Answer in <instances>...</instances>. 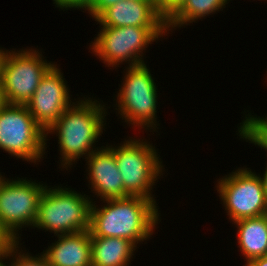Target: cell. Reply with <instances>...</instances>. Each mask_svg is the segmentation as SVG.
Instances as JSON below:
<instances>
[{"instance_id": "4fadbf2b", "label": "cell", "mask_w": 267, "mask_h": 266, "mask_svg": "<svg viewBox=\"0 0 267 266\" xmlns=\"http://www.w3.org/2000/svg\"><path fill=\"white\" fill-rule=\"evenodd\" d=\"M95 147L87 159L88 163V180L91 184V191H94L102 200L126 198L129 195L124 190L122 176L116 163L114 152L108 145Z\"/></svg>"}, {"instance_id": "7402d4cb", "label": "cell", "mask_w": 267, "mask_h": 266, "mask_svg": "<svg viewBox=\"0 0 267 266\" xmlns=\"http://www.w3.org/2000/svg\"><path fill=\"white\" fill-rule=\"evenodd\" d=\"M120 0H91L89 6L85 9L95 19L108 7L114 5Z\"/></svg>"}, {"instance_id": "5bb4252c", "label": "cell", "mask_w": 267, "mask_h": 266, "mask_svg": "<svg viewBox=\"0 0 267 266\" xmlns=\"http://www.w3.org/2000/svg\"><path fill=\"white\" fill-rule=\"evenodd\" d=\"M57 237V242L42 252L51 266H92L89 230Z\"/></svg>"}, {"instance_id": "277c9868", "label": "cell", "mask_w": 267, "mask_h": 266, "mask_svg": "<svg viewBox=\"0 0 267 266\" xmlns=\"http://www.w3.org/2000/svg\"><path fill=\"white\" fill-rule=\"evenodd\" d=\"M108 147L114 152L125 192L129 196L148 198L156 203L151 190L155 181L163 175V165L155 146L146 140L142 142L130 137L118 147Z\"/></svg>"}, {"instance_id": "44dd1931", "label": "cell", "mask_w": 267, "mask_h": 266, "mask_svg": "<svg viewBox=\"0 0 267 266\" xmlns=\"http://www.w3.org/2000/svg\"><path fill=\"white\" fill-rule=\"evenodd\" d=\"M19 241L2 225L0 221V254L9 252Z\"/></svg>"}, {"instance_id": "6da1fadb", "label": "cell", "mask_w": 267, "mask_h": 266, "mask_svg": "<svg viewBox=\"0 0 267 266\" xmlns=\"http://www.w3.org/2000/svg\"><path fill=\"white\" fill-rule=\"evenodd\" d=\"M102 208L91 204V237L124 238L136 247L153 234L159 214L154 201L140 196L103 200ZM94 203V204H93Z\"/></svg>"}, {"instance_id": "3957f363", "label": "cell", "mask_w": 267, "mask_h": 266, "mask_svg": "<svg viewBox=\"0 0 267 266\" xmlns=\"http://www.w3.org/2000/svg\"><path fill=\"white\" fill-rule=\"evenodd\" d=\"M85 195L66 187L46 185L33 227L54 232L55 236L89 230L92 199Z\"/></svg>"}, {"instance_id": "2e32d148", "label": "cell", "mask_w": 267, "mask_h": 266, "mask_svg": "<svg viewBox=\"0 0 267 266\" xmlns=\"http://www.w3.org/2000/svg\"><path fill=\"white\" fill-rule=\"evenodd\" d=\"M136 248L124 238L91 237V265L127 266Z\"/></svg>"}, {"instance_id": "484cf974", "label": "cell", "mask_w": 267, "mask_h": 266, "mask_svg": "<svg viewBox=\"0 0 267 266\" xmlns=\"http://www.w3.org/2000/svg\"><path fill=\"white\" fill-rule=\"evenodd\" d=\"M6 104V100L3 94L2 85L0 82V109Z\"/></svg>"}, {"instance_id": "e0dca14e", "label": "cell", "mask_w": 267, "mask_h": 266, "mask_svg": "<svg viewBox=\"0 0 267 266\" xmlns=\"http://www.w3.org/2000/svg\"><path fill=\"white\" fill-rule=\"evenodd\" d=\"M230 0H185L183 4L166 20L167 31L196 22L206 15L216 13ZM220 9V10H219ZM171 28V29H170ZM169 29V30H168Z\"/></svg>"}, {"instance_id": "7c38bea8", "label": "cell", "mask_w": 267, "mask_h": 266, "mask_svg": "<svg viewBox=\"0 0 267 266\" xmlns=\"http://www.w3.org/2000/svg\"><path fill=\"white\" fill-rule=\"evenodd\" d=\"M104 27H167L156 0H120L96 19Z\"/></svg>"}, {"instance_id": "7a4b0ae2", "label": "cell", "mask_w": 267, "mask_h": 266, "mask_svg": "<svg viewBox=\"0 0 267 266\" xmlns=\"http://www.w3.org/2000/svg\"><path fill=\"white\" fill-rule=\"evenodd\" d=\"M104 107L105 105L99 101L84 97L66 108L57 121L47 129V137L49 133L58 134L62 168H71L77 159L83 155L88 157L95 151L93 144L99 139L106 125L103 121L107 114Z\"/></svg>"}, {"instance_id": "83f0119b", "label": "cell", "mask_w": 267, "mask_h": 266, "mask_svg": "<svg viewBox=\"0 0 267 266\" xmlns=\"http://www.w3.org/2000/svg\"><path fill=\"white\" fill-rule=\"evenodd\" d=\"M4 53H5V50L1 49V47H0V75H1V64H2V60L4 58Z\"/></svg>"}, {"instance_id": "603a6c76", "label": "cell", "mask_w": 267, "mask_h": 266, "mask_svg": "<svg viewBox=\"0 0 267 266\" xmlns=\"http://www.w3.org/2000/svg\"><path fill=\"white\" fill-rule=\"evenodd\" d=\"M54 1V4H56L57 6L56 7H59L61 8L62 10L66 9L68 10L69 8H74V9H83L84 8L86 9L91 0H53Z\"/></svg>"}, {"instance_id": "5b68a950", "label": "cell", "mask_w": 267, "mask_h": 266, "mask_svg": "<svg viewBox=\"0 0 267 266\" xmlns=\"http://www.w3.org/2000/svg\"><path fill=\"white\" fill-rule=\"evenodd\" d=\"M167 27H101L91 46V51L104 64L117 67L128 62L129 66L145 64L143 50L148 44L167 34ZM141 56V57H140Z\"/></svg>"}, {"instance_id": "ba28073f", "label": "cell", "mask_w": 267, "mask_h": 266, "mask_svg": "<svg viewBox=\"0 0 267 266\" xmlns=\"http://www.w3.org/2000/svg\"><path fill=\"white\" fill-rule=\"evenodd\" d=\"M10 51L6 49L1 64L3 94L7 104L26 105L53 63L43 60L41 52L32 48Z\"/></svg>"}, {"instance_id": "8fae6325", "label": "cell", "mask_w": 267, "mask_h": 266, "mask_svg": "<svg viewBox=\"0 0 267 266\" xmlns=\"http://www.w3.org/2000/svg\"><path fill=\"white\" fill-rule=\"evenodd\" d=\"M53 64L27 102L26 107L34 120L46 132L62 115L66 108L74 103L70 100L69 90L63 73Z\"/></svg>"}, {"instance_id": "9c48e42d", "label": "cell", "mask_w": 267, "mask_h": 266, "mask_svg": "<svg viewBox=\"0 0 267 266\" xmlns=\"http://www.w3.org/2000/svg\"><path fill=\"white\" fill-rule=\"evenodd\" d=\"M249 168H239L220 178L217 185L220 200L223 201L232 223L267 214V202L260 176Z\"/></svg>"}, {"instance_id": "d4e9b609", "label": "cell", "mask_w": 267, "mask_h": 266, "mask_svg": "<svg viewBox=\"0 0 267 266\" xmlns=\"http://www.w3.org/2000/svg\"><path fill=\"white\" fill-rule=\"evenodd\" d=\"M265 172L263 174V177L260 176L261 180H262V183H263V188H264V195H265V198H266V202H267V166L265 168Z\"/></svg>"}, {"instance_id": "cb8c5ba5", "label": "cell", "mask_w": 267, "mask_h": 266, "mask_svg": "<svg viewBox=\"0 0 267 266\" xmlns=\"http://www.w3.org/2000/svg\"><path fill=\"white\" fill-rule=\"evenodd\" d=\"M245 266H267V256L255 258L246 263Z\"/></svg>"}, {"instance_id": "4316f807", "label": "cell", "mask_w": 267, "mask_h": 266, "mask_svg": "<svg viewBox=\"0 0 267 266\" xmlns=\"http://www.w3.org/2000/svg\"><path fill=\"white\" fill-rule=\"evenodd\" d=\"M8 257L10 258V256H9V252H6V253H4V254H0V266H10V263H9V265H6V264L2 261L3 259L5 260V258L8 259Z\"/></svg>"}, {"instance_id": "30bf717a", "label": "cell", "mask_w": 267, "mask_h": 266, "mask_svg": "<svg viewBox=\"0 0 267 266\" xmlns=\"http://www.w3.org/2000/svg\"><path fill=\"white\" fill-rule=\"evenodd\" d=\"M45 185L35 181L3 178L0 183V221L19 241L21 228L34 226ZM18 234V235H17Z\"/></svg>"}, {"instance_id": "8992f818", "label": "cell", "mask_w": 267, "mask_h": 266, "mask_svg": "<svg viewBox=\"0 0 267 266\" xmlns=\"http://www.w3.org/2000/svg\"><path fill=\"white\" fill-rule=\"evenodd\" d=\"M43 128L26 105L5 104L0 109V148L28 162H40L47 145ZM46 141V142H45ZM39 160V161H38Z\"/></svg>"}, {"instance_id": "ac0fdd59", "label": "cell", "mask_w": 267, "mask_h": 266, "mask_svg": "<svg viewBox=\"0 0 267 266\" xmlns=\"http://www.w3.org/2000/svg\"><path fill=\"white\" fill-rule=\"evenodd\" d=\"M241 126L238 128L240 138H243L249 143H254L255 145L263 148L267 151V121L264 117L260 116H251L248 113V117L242 123Z\"/></svg>"}, {"instance_id": "f1b7e54d", "label": "cell", "mask_w": 267, "mask_h": 266, "mask_svg": "<svg viewBox=\"0 0 267 266\" xmlns=\"http://www.w3.org/2000/svg\"><path fill=\"white\" fill-rule=\"evenodd\" d=\"M3 178H4V177L0 174V183H1V181H2Z\"/></svg>"}, {"instance_id": "52a82bcc", "label": "cell", "mask_w": 267, "mask_h": 266, "mask_svg": "<svg viewBox=\"0 0 267 266\" xmlns=\"http://www.w3.org/2000/svg\"><path fill=\"white\" fill-rule=\"evenodd\" d=\"M122 87L117 95L118 114L125 122L142 129H155L157 109V88L146 64L128 66ZM156 116V117H155ZM151 127V128H150Z\"/></svg>"}, {"instance_id": "9a60e30c", "label": "cell", "mask_w": 267, "mask_h": 266, "mask_svg": "<svg viewBox=\"0 0 267 266\" xmlns=\"http://www.w3.org/2000/svg\"><path fill=\"white\" fill-rule=\"evenodd\" d=\"M238 228V247L246 262L267 256V214L233 222Z\"/></svg>"}, {"instance_id": "ffe728a7", "label": "cell", "mask_w": 267, "mask_h": 266, "mask_svg": "<svg viewBox=\"0 0 267 266\" xmlns=\"http://www.w3.org/2000/svg\"><path fill=\"white\" fill-rule=\"evenodd\" d=\"M185 0H156L161 15L167 20Z\"/></svg>"}, {"instance_id": "d6986e66", "label": "cell", "mask_w": 267, "mask_h": 266, "mask_svg": "<svg viewBox=\"0 0 267 266\" xmlns=\"http://www.w3.org/2000/svg\"><path fill=\"white\" fill-rule=\"evenodd\" d=\"M19 243L16 244L10 251L9 256L13 258L11 266H51L47 258L41 254L40 256H31L28 252L23 253L19 251ZM19 251V252H18ZM23 253V254H22ZM29 254V255H28Z\"/></svg>"}]
</instances>
